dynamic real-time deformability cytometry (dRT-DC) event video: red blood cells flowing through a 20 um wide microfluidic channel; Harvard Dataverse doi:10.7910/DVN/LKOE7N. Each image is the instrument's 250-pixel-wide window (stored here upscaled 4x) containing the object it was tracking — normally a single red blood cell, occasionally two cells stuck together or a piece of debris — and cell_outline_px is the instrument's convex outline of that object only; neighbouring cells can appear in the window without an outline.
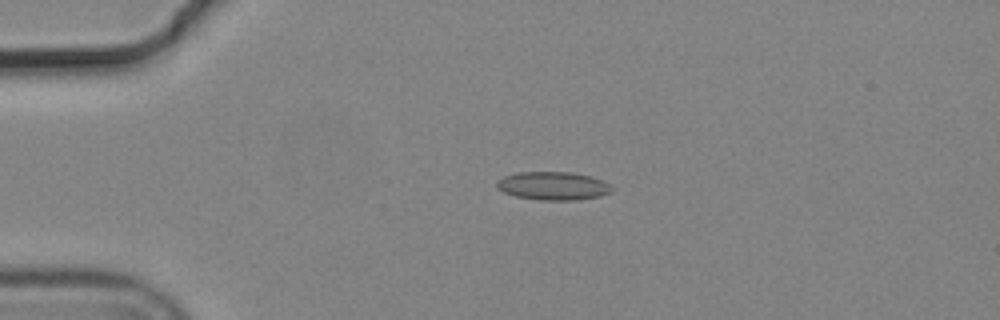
{"species": "common noctule bat (a hibernating species)", "species_latin": "Nyctalus noctula", "temperature_condition": "cold", "stored_images_in_passage": 5, "camera_frame_rate_fps": 3000, "um_per_image_px": 0.085, "animal": {"sex": "male", "body_mass_g": 19.2, "forearm_length_mm": 51.8}, "frame": {"image": 1, "passage_image": 4, "time_ms": 1.0, "image_size_px": [1000, 320], "cell_outline_px": [[616, 188], [612, 192], [600, 196], [576, 200], [540, 200], [516, 196], [504, 192], [496, 188], [496, 180], [504, 176], [516, 172], [572, 172], [604, 180]], "centroid_in_image_um": [47.03, 15.8], "position_along_channel_um": 38.0, "area_um2": 19.19}}